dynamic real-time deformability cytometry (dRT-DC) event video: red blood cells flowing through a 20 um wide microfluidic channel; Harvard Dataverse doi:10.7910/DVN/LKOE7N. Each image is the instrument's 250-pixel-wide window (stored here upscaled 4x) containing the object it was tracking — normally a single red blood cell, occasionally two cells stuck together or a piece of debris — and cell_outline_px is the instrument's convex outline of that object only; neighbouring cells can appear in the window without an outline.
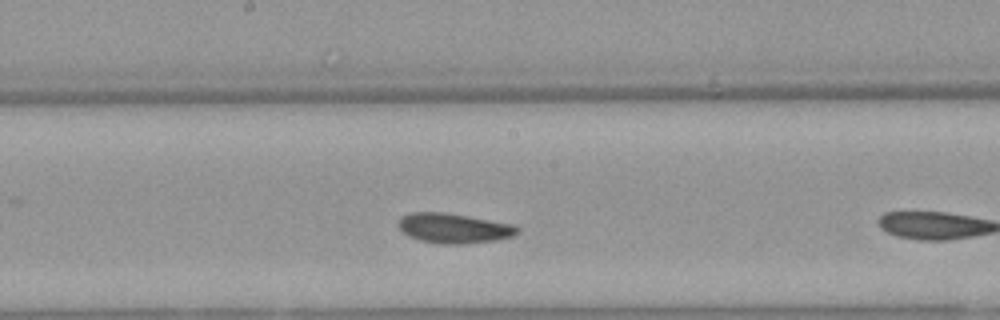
{"species": "Egyptian fruit bat (a non-hibernating species)", "species_latin": "Rousettus aegyptiacus", "temperature_condition": "warm", "stored_images_in_passage": 10, "camera_frame_rate_fps": 3000, "um_per_image_px": 0.085, "animal": {"sex": "female"}, "frame": {"image": 1, "passage_image": 9, "time_ms": 2.667, "image_size_px": [1000, 320], "cell_outline_px": [[520, 232], [512, 236], [496, 240], [460, 244], [440, 244], [420, 240], [408, 236], [396, 224], [400, 216], [408, 212], [444, 212], [468, 216], [512, 224], [520, 228]], "centroid_in_image_um": [38.54, 19.39], "position_along_channel_um": 209.7, "area_um2": 20.81}}